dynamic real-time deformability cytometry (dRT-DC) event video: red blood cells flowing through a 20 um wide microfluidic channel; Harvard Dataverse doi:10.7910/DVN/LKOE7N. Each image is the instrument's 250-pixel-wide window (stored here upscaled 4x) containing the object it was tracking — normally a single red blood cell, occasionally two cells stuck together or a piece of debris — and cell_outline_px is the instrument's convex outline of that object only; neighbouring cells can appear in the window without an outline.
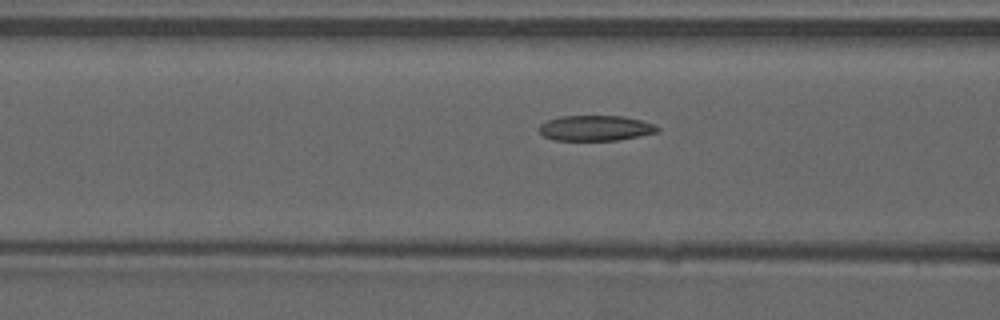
{"species": "common noctule bat (a hibernating species)", "species_latin": "Nyctalus noctula", "temperature_condition": "warm", "stored_images_in_passage": 13, "camera_frame_rate_fps": 3000, "um_per_image_px": 0.085, "animal": {"sex": "male", "forearm_length_mm": 52.5}, "frame": {"image": 1, "passage_image": 11, "time_ms": 3.333, "image_size_px": [1000, 320], "cell_outline_px": [[660, 128], [656, 132], [640, 136], [616, 140], [552, 140], [544, 136], [536, 128], [540, 124], [548, 120], [560, 116], [624, 116], [656, 124]], "centroid_in_image_um": [50.6, 10.88], "position_along_channel_um": 116.0, "area_um2": 17.57}}